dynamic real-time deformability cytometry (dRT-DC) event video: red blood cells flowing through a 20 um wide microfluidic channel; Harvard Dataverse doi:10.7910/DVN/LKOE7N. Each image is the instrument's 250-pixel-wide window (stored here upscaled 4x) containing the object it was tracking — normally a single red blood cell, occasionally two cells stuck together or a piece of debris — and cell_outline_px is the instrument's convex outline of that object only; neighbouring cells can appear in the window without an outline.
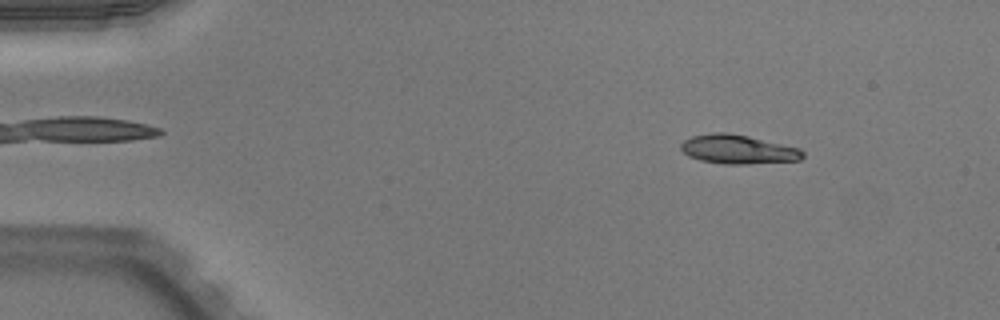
{"species": "Egyptian fruit bat (a non-hibernating species)", "species_latin": "Rousettus aegyptiacus", "temperature_condition": "warm", "stored_images_in_passage": 51, "camera_frame_rate_fps": 3000, "um_per_image_px": 0.085, "animal": {"sex": "male"}, "frame": {"image": 1, "passage_image": 6, "time_ms": 1.667, "image_size_px": [1000, 320], "cell_outline_px": [[804, 156], [800, 160], [748, 164], [724, 164], [700, 160], [688, 156], [680, 148], [680, 144], [684, 140], [692, 136], [712, 132], [728, 132], [748, 136], [800, 148], [804, 152]], "centroid_in_image_um": [62.72, 12.69], "position_along_channel_um": 22.3, "area_um2": 20.69}}
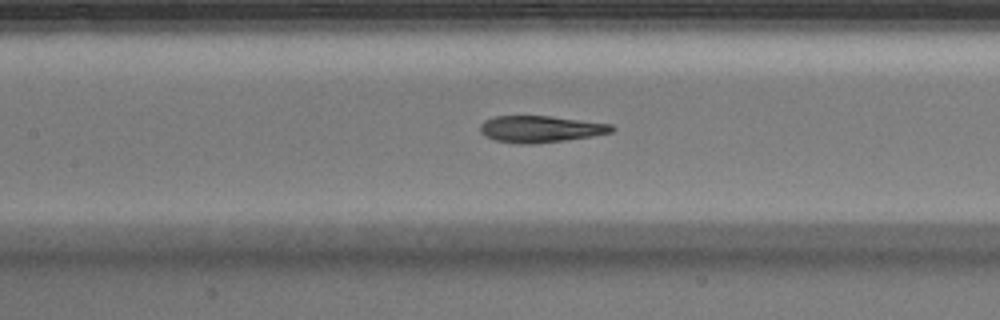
{"frame": {"image": 2, "passage_image": 23, "time_ms": 7.333, "image_size_px": [1000, 320], "cell_outline_px": [[616, 128], [612, 132], [592, 136], [564, 140], [532, 144], [520, 144], [496, 140], [484, 136], [480, 132], [480, 124], [484, 120], [496, 116], [548, 116], [612, 124]], "centroid_in_image_um": [45.92, 10.97], "position_along_channel_um": 161.5, "area_um2": 20.35}}
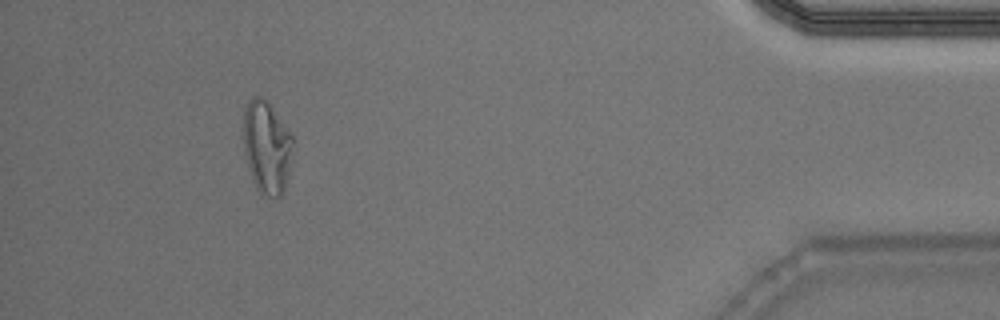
{"frame": {"image": 3, "passage_image": 46, "time_ms": 15.0, "image_size_px": [1000, 320], "cell_outline_px": [[292, 160], [284, 192], [280, 196], [268, 196], [260, 192], [256, 188], [252, 180], [244, 152], [244, 108], [248, 100], [256, 96], [260, 96], [272, 108], [292, 136]], "centroid_in_image_um": [22.67, 12.54], "position_along_channel_um": 412.5, "area_um2": 26.47}, "authors_computed_cell_mechanics": {"area_um2": 20.808, "velocity_mm_per_s": 4.0065, "shape_relaxation_time_tau1_ms": null, "shape_relaxation_time_tau2_ms": 1.6209, "deformation_change_tau1": null, "deformation_change_tau2": 0.0908}}